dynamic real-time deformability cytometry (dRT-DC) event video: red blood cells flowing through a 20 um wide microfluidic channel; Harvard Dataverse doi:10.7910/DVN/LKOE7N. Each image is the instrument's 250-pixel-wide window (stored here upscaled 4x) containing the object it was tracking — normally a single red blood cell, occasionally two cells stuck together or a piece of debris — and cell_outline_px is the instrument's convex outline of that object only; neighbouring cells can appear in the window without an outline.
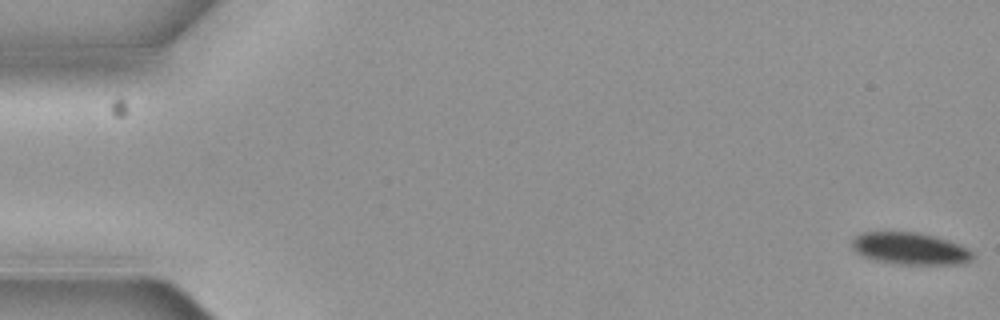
{"species": "common noctule bat (a hibernating species)", "species_latin": "Nyctalus noctula", "temperature_condition": "cold", "stored_images_in_passage": 5, "camera_frame_rate_fps": 3000, "um_per_image_px": 0.085, "animal": {"sex": "female", "body_mass_g": 19.3, "forearm_length_mm": 54.1}, "frame": {"image": 1, "passage_image": 1, "time_ms": 0.0, "image_size_px": [1000, 320], "cell_outline_px": [[972, 260], [964, 264], [900, 264], [876, 260], [860, 256], [852, 248], [852, 240], [856, 236], [864, 232], [916, 232], [936, 236], [960, 244], [972, 252]], "centroid_in_image_um": [77.36, 21.13], "position_along_channel_um": 7.6, "area_um2": 22.54}}
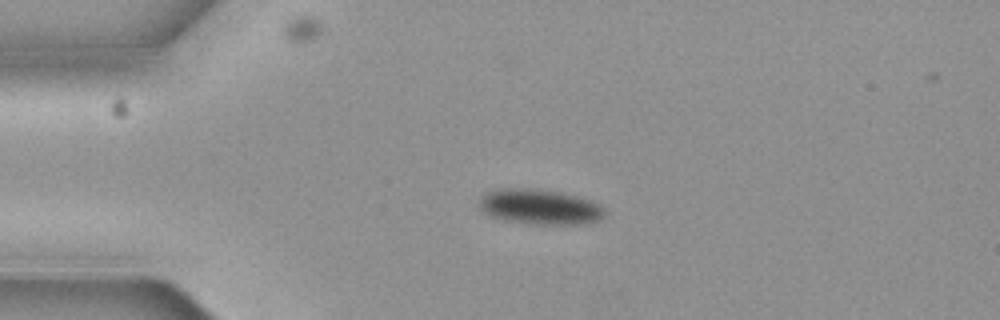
{"frame": {"image": 2, "passage_image": 5, "time_ms": 1.333, "image_size_px": [1000, 320], "cell_outline_px": [[604, 216], [600, 220], [580, 224], [528, 224], [504, 220], [492, 216], [484, 212], [480, 208], [480, 200], [488, 192], [500, 188], [524, 188], [560, 192], [576, 196], [588, 200], [596, 204], [604, 212]], "centroid_in_image_um": [45.85, 17.59], "position_along_channel_um": 39.1, "area_um2": 25.26}}